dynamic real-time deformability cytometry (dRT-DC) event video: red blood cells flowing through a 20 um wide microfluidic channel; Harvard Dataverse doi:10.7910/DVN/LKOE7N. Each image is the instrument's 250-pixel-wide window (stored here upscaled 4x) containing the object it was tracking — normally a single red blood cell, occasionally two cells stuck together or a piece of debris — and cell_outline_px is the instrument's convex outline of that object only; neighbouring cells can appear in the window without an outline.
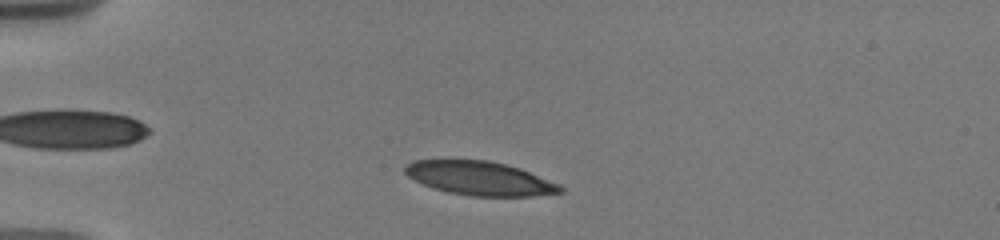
{"species": "human", "species_latin": "Homo sapiens", "temperature_condition": "warm", "stored_images_in_passage": 61, "camera_frame_rate_fps": 3000, "um_per_image_px": 0.085, "donor": {"sex": "male"}, "frame": {"image": 1, "passage_image": 13, "time_ms": 2.333, "image_size_px": [1000, 240], "cell_outline_px": [[564, 192], [532, 196], [472, 196], [448, 192], [432, 188], [408, 176], [404, 172], [404, 164], [412, 160], [444, 156], [448, 156], [488, 160], [508, 164], [520, 168], [560, 184], [564, 188]], "centroid_in_image_um": [40.69, 15.09], "position_along_channel_um": 44.3, "area_um2": 31.91}}
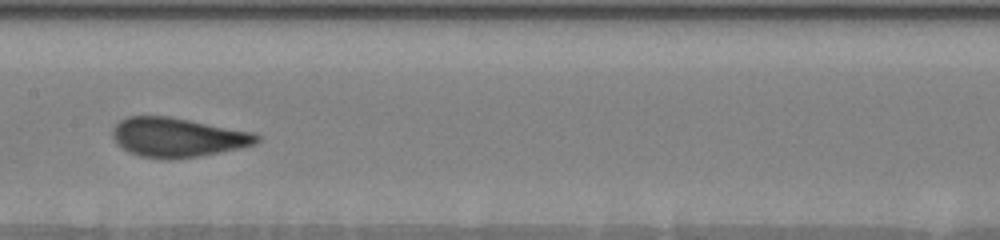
{"frame": {"image": 2, "passage_image": 39, "time_ms": 7.333, "image_size_px": [1000, 240], "cell_outline_px": [[260, 140], [256, 144], [240, 148], [196, 156], [140, 156], [124, 148], [112, 136], [112, 132], [116, 124], [120, 120], [128, 116], [172, 116], [256, 132], [260, 136]], "centroid_in_image_um": [15.18, 11.61], "position_along_channel_um": 192.2, "area_um2": 32.25}}
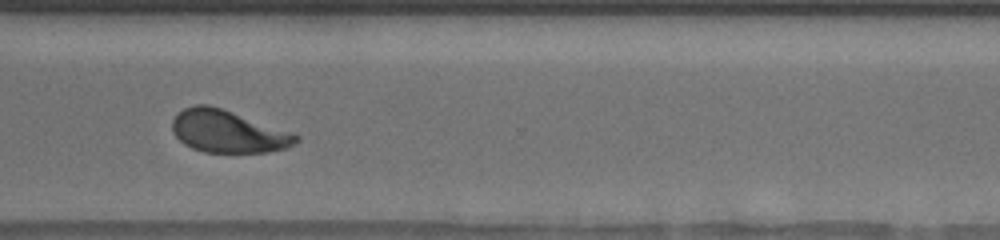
{"frame": {"image": 3, "passage_image": 60, "time_ms": 11.667, "image_size_px": [1000, 240], "cell_outline_px": [[300, 140], [288, 148], [268, 152], [204, 152], [192, 148], [184, 144], [172, 132], [172, 120], [184, 108], [196, 104], [208, 104], [220, 108], [300, 136]], "centroid_in_image_um": [19.34, 11.19], "position_along_channel_um": 351.3, "area_um2": 30.06}}